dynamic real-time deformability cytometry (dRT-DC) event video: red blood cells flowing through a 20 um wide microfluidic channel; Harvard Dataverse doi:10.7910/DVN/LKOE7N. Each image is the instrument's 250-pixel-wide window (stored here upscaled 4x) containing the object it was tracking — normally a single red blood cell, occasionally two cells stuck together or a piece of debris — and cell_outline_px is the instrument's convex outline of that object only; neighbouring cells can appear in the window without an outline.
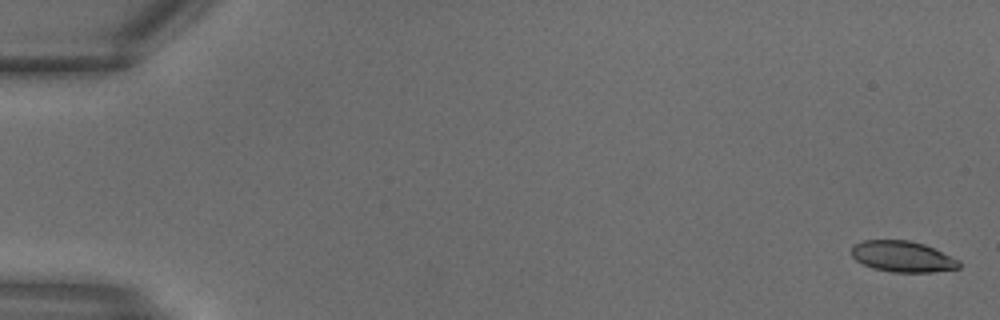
{"species": "common noctule bat (a hibernating species)", "species_latin": "Nyctalus noctula", "temperature_condition": "warm", "stored_images_in_passage": 19, "camera_frame_rate_fps": 3000, "um_per_image_px": 0.085, "animal": {"sex": "male", "body_mass_g": 18.8}, "frame": {"image": 1, "passage_image": 1, "time_ms": 0.0, "image_size_px": [1000, 320], "cell_outline_px": [[960, 268], [932, 272], [892, 272], [872, 268], [856, 260], [852, 256], [852, 244], [864, 240], [908, 240], [924, 244], [960, 260]], "centroid_in_image_um": [76.71, 21.8], "position_along_channel_um": 8.3, "area_um2": 19.42}}
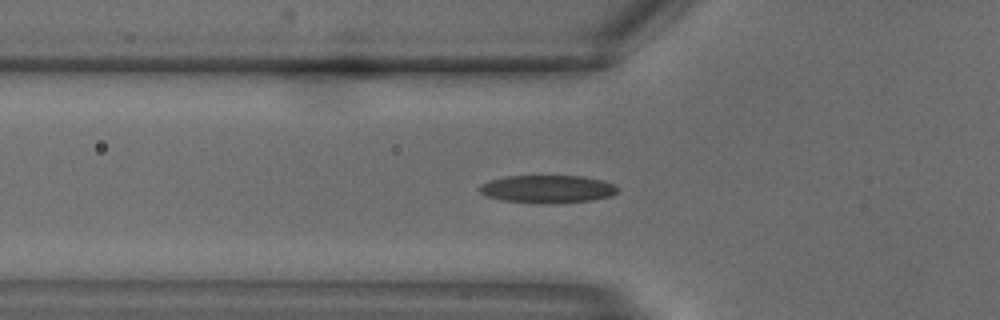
{"frame": {"image": 2, "passage_image": 11, "time_ms": 3.333, "image_size_px": [1000, 320], "cell_outline_px": [[620, 188], [612, 196], [592, 200], [552, 204], [540, 204], [500, 200], [488, 196], [480, 192], [480, 184], [504, 176], [584, 176], [616, 184]], "centroid_in_image_um": [46.57, 16.08], "position_along_channel_um": 79.2, "area_um2": 22.6}}
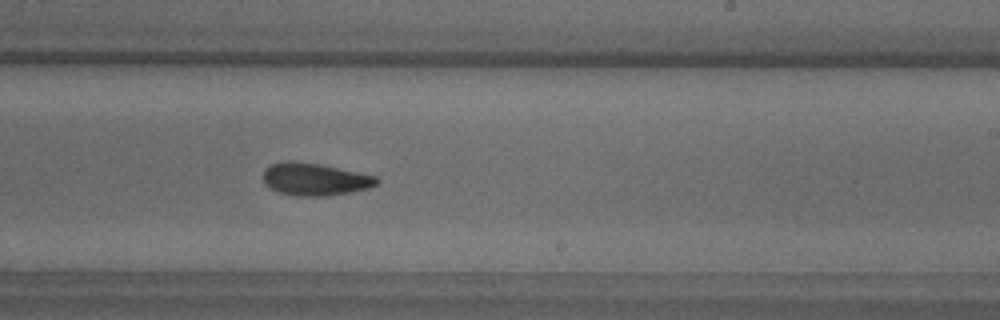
{"frame": {"image": 3, "passage_image": 19, "time_ms": 6.0, "image_size_px": [1000, 320], "cell_outline_px": [[380, 180], [376, 184], [368, 188], [328, 196], [300, 196], [280, 192], [264, 184], [264, 168], [272, 164], [284, 160], [292, 160], [320, 164], [376, 176]], "centroid_in_image_um": [26.74, 15.22], "position_along_channel_um": 262.3, "area_um2": 21.33}}